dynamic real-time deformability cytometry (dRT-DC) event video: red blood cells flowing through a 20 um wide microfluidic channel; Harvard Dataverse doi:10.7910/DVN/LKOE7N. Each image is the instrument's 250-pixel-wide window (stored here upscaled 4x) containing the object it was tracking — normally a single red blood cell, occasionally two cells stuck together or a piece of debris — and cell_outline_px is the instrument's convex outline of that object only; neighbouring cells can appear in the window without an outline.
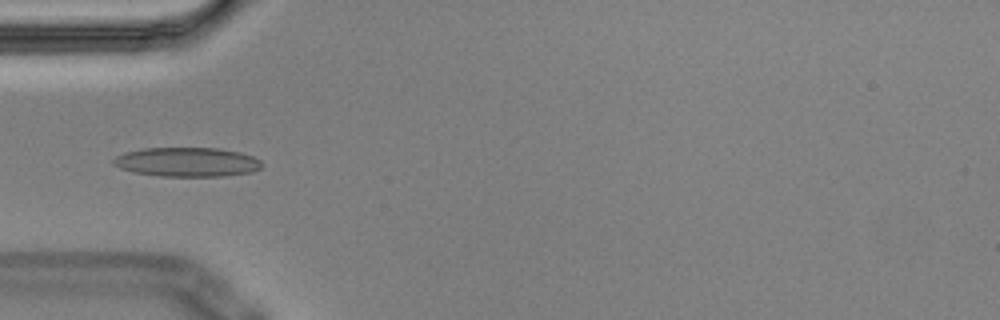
{"species": "Egyptian fruit bat (a non-hibernating species)", "species_latin": "Rousettus aegyptiacus", "temperature_condition": "cold", "stored_images_in_passage": 13, "camera_frame_rate_fps": 3000, "um_per_image_px": 0.085, "animal": {"sex": "male"}, "frame": {"image": 1, "passage_image": 4, "time_ms": 1.0, "image_size_px": [1000, 320], "cell_outline_px": [[260, 168], [252, 172], [224, 176], [160, 176], [132, 172], [120, 168], [112, 164], [112, 160], [116, 156], [124, 152], [144, 148], [220, 148], [240, 152], [252, 156], [260, 160]], "centroid_in_image_um": [15.87, 13.77], "position_along_channel_um": 69.1, "area_um2": 25.37}}
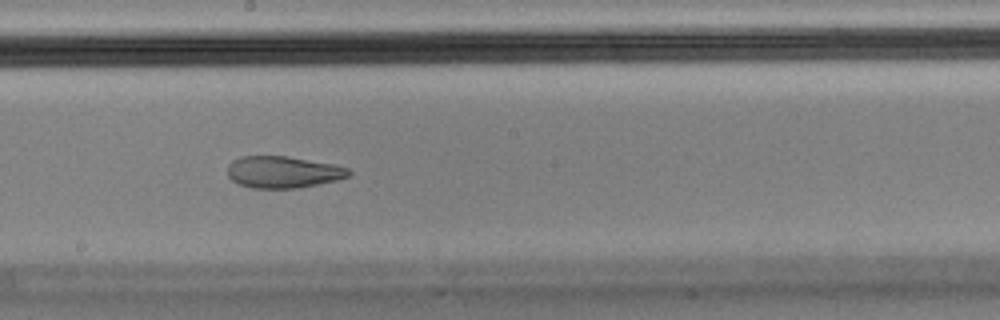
{"frame": {"image": 2, "passage_image": 8, "time_ms": 2.333, "image_size_px": [1000, 320], "cell_outline_px": [[352, 172], [348, 176], [336, 180], [296, 188], [252, 188], [240, 184], [232, 180], [228, 176], [228, 164], [232, 160], [240, 156], [288, 156], [336, 164], [348, 168]], "centroid_in_image_um": [24.05, 14.61], "position_along_channel_um": 224.1, "area_um2": 22.48}}